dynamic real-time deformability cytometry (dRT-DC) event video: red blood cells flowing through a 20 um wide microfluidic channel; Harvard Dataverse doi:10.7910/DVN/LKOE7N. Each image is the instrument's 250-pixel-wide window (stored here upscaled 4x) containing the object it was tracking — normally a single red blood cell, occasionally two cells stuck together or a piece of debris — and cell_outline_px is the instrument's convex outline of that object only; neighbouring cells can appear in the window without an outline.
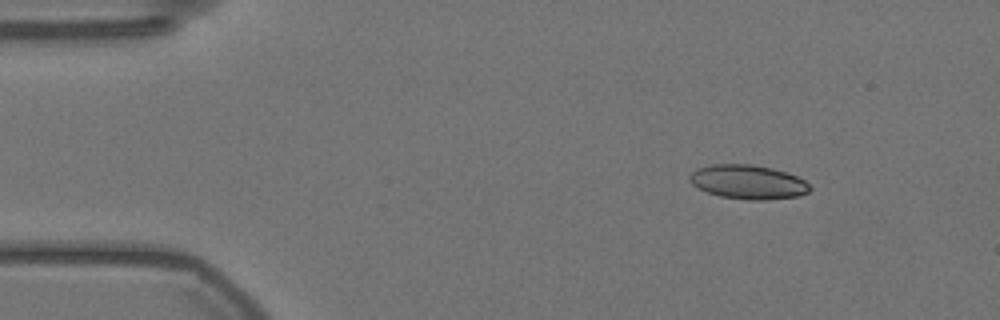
{"species": "Egyptian fruit bat (a non-hibernating species)", "species_latin": "Rousettus aegyptiacus", "temperature_condition": "warm", "stored_images_in_passage": 55, "camera_frame_rate_fps": 3000, "um_per_image_px": 0.085, "animal": {"sex": "female"}, "frame": {"image": 1, "passage_image": 6, "time_ms": 1.667, "image_size_px": [1000, 320], "cell_outline_px": [[812, 188], [808, 192], [796, 196], [768, 200], [748, 200], [720, 196], [708, 192], [692, 184], [688, 180], [688, 176], [692, 172], [700, 168], [712, 164], [752, 164], [772, 168], [796, 176], [804, 180]], "centroid_in_image_um": [63.58, 15.47], "position_along_channel_um": 21.4, "area_um2": 23.76}}
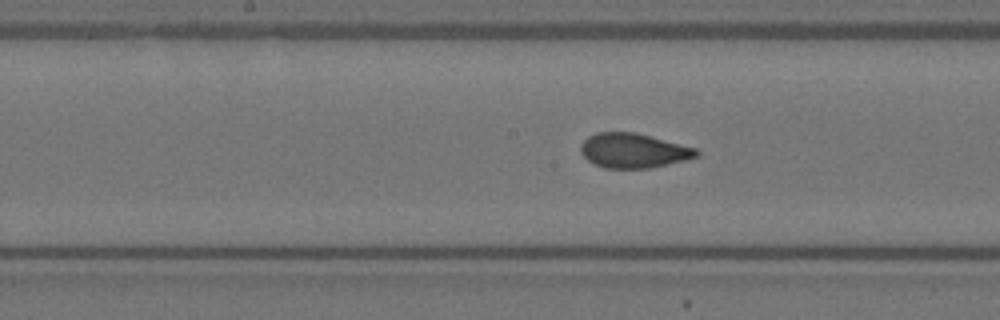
{"frame": {"image": 2, "passage_image": 27, "time_ms": 8.667, "image_size_px": [1000, 320], "cell_outline_px": [[700, 152], [696, 156], [684, 160], [648, 168], [604, 168], [588, 160], [580, 152], [580, 144], [588, 136], [596, 132], [632, 132], [696, 148]], "centroid_in_image_um": [53.78, 12.8], "position_along_channel_um": 194.4, "area_um2": 22.95}}
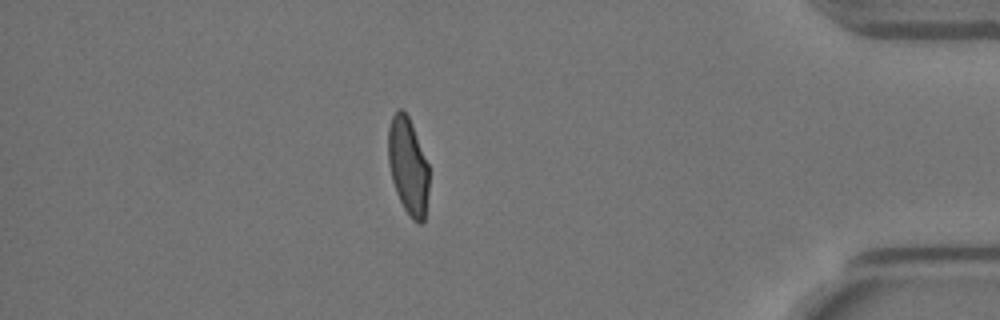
{"frame": {"image": 3, "passage_image": 48, "time_ms": 15.667, "image_size_px": [1000, 320], "cell_outline_px": [[428, 192], [424, 220], [420, 224], [412, 220], [404, 208], [396, 192], [392, 180], [388, 160], [388, 128], [392, 116], [400, 108], [408, 116], [428, 164]], "centroid_in_image_um": [34.67, 14.14], "position_along_channel_um": 400.5, "area_um2": 22.72}, "authors_computed_cell_mechanics": {"area_um2": 23.698, "velocity_mm_per_s": 3.5494, "shape_relaxation_time_tau1_ms": null, "shape_relaxation_time_tau2_ms": 0.7627, "deformation_change_tau1": null, "deformation_change_tau2": 0.0654}}